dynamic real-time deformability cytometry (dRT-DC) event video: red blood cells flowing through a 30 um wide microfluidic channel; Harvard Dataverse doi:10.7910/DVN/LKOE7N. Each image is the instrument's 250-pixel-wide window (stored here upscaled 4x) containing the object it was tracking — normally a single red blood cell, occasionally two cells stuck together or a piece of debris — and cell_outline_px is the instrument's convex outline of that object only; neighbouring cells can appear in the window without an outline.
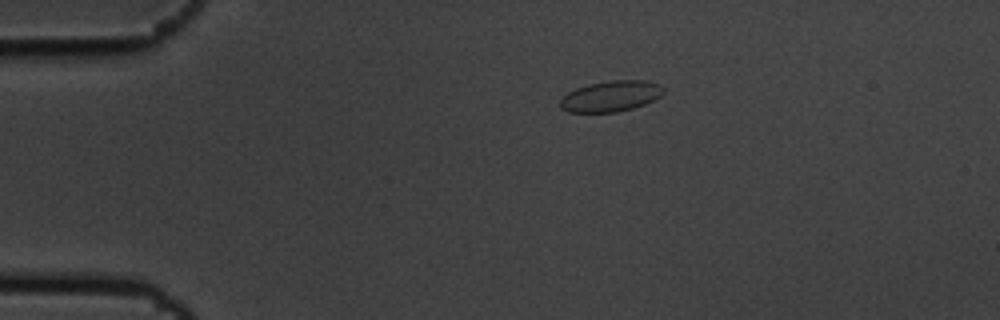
{"species": "common noctule bat (a hibernating species)", "species_latin": "Nyctalus noctula", "temperature_condition": "cold", "stored_images_in_passage": 4, "camera_frame_rate_fps": 3000, "um_per_image_px": 0.085, "animal": {"sex": "male", "body_mass_g": 19.5, "forearm_length_mm": 54.6}, "frame": {"image": 1, "passage_image": 1, "time_ms": 0.0, "image_size_px": [1000, 320], "cell_outline_px": [[664, 92], [660, 96], [644, 104], [632, 108], [616, 112], [568, 112], [560, 108], [560, 100], [568, 92], [576, 88], [588, 84], [612, 80], [644, 80], [660, 84], [664, 88]], "centroid_in_image_um": [51.91, 8.17], "position_along_channel_um": 33.1, "area_um2": 18.5}}
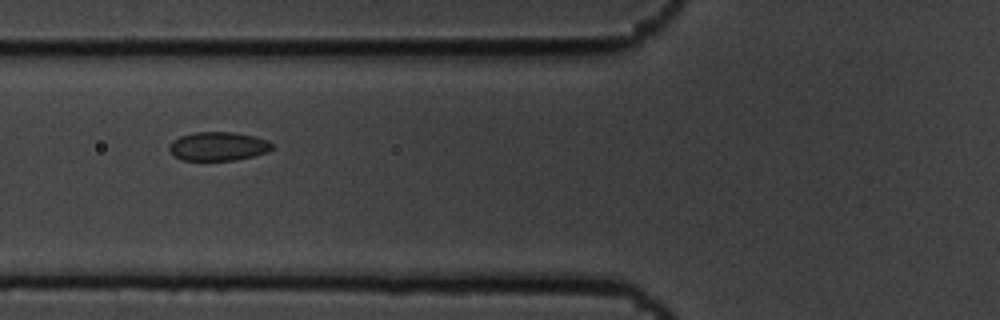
{"frame": {"image": 2, "passage_image": 4, "time_ms": 1.0, "image_size_px": [1000, 320], "cell_outline_px": [[272, 148], [268, 152], [236, 160], [180, 160], [168, 148], [168, 144], [172, 140], [180, 136], [192, 132], [232, 132], [256, 136], [268, 140], [272, 144]], "centroid_in_image_um": [18.53, 12.42], "position_along_channel_um": 107.3, "area_um2": 17.34}}